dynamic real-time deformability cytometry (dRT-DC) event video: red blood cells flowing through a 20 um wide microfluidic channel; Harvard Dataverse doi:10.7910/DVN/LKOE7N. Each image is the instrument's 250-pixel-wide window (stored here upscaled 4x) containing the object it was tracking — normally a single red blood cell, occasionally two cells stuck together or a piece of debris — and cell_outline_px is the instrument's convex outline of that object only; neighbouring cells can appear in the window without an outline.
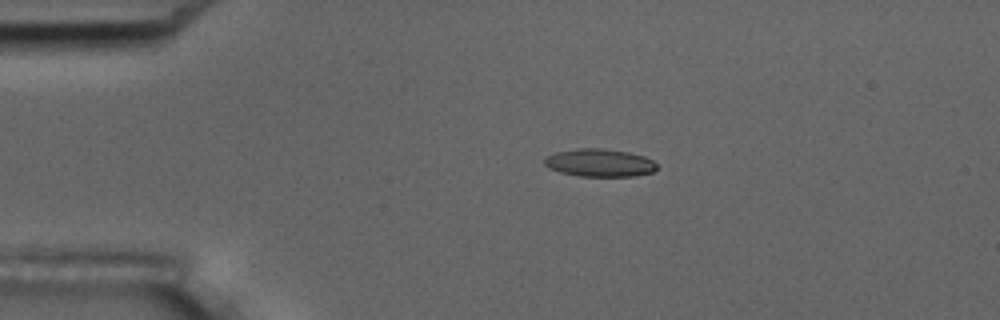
{"species": "common noctule bat (a hibernating species)", "species_latin": "Nyctalus noctula", "temperature_condition": "room temperature", "stored_images_in_passage": 7, "camera_frame_rate_fps": 3000, "um_per_image_px": 0.085, "animal": {"sex": "male", "body_mass_g": 17.5, "forearm_length_mm": 52.3}, "frame": {"image": 1, "passage_image": 4, "time_ms": 3.333, "image_size_px": [1000, 320], "cell_outline_px": [[656, 168], [652, 172], [636, 176], [580, 176], [560, 172], [548, 168], [544, 164], [544, 160], [548, 156], [556, 152], [580, 148], [600, 148], [628, 152], [644, 156], [652, 160], [656, 164]], "centroid_in_image_um": [50.96, 13.84], "position_along_channel_um": 34.0, "area_um2": 18.09}}
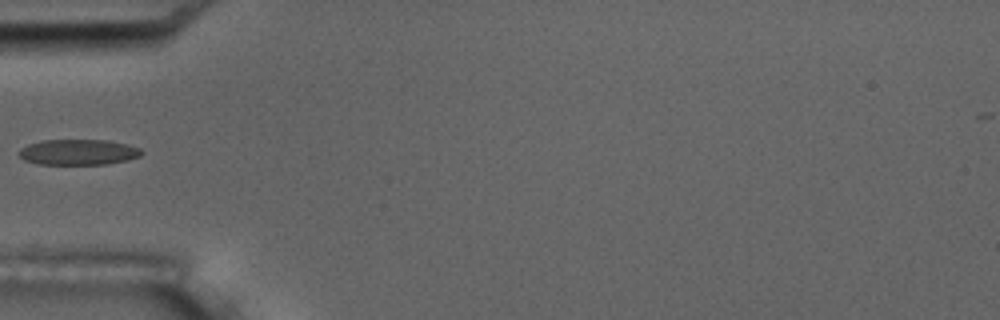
{"frame": {"image": 2, "passage_image": 6, "time_ms": 5.667, "image_size_px": [1000, 320], "cell_outline_px": [[144, 152], [140, 156], [128, 160], [104, 164], [40, 164], [24, 160], [16, 152], [20, 148], [28, 144], [44, 140], [108, 140], [128, 144], [140, 148]], "centroid_in_image_um": [6.66, 12.92], "position_along_channel_um": 78.3, "area_um2": 18.38}}